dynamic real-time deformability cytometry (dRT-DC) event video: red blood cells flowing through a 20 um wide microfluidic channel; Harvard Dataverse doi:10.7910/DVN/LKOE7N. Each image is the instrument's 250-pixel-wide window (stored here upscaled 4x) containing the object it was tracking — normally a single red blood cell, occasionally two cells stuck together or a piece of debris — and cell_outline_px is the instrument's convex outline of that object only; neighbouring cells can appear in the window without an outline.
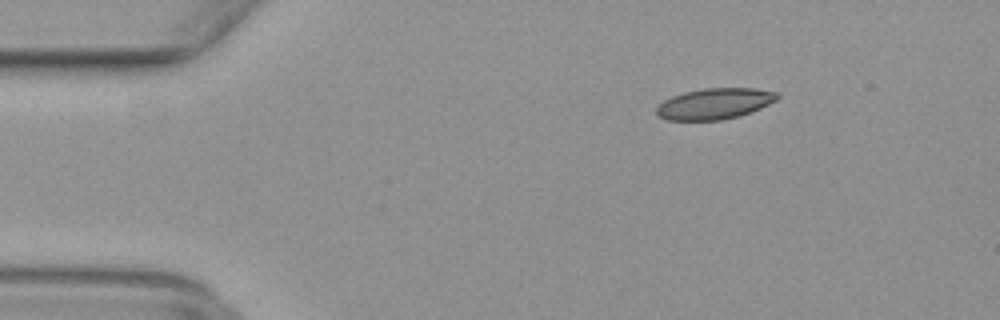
{"species": "common noctule bat (a hibernating species)", "species_latin": "Nyctalus noctula", "temperature_condition": "warm", "stored_images_in_passage": 43, "camera_frame_rate_fps": 3000, "um_per_image_px": 0.085, "animal": {"sex": "female", "body_mass_g": 29.2, "forearm_length_mm": 56.3}, "frame": {"image": 1, "passage_image": 1, "time_ms": 0.0, "image_size_px": [1000, 320], "cell_outline_px": [[780, 96], [776, 100], [760, 108], [740, 116], [724, 120], [668, 120], [660, 116], [656, 112], [656, 108], [664, 100], [672, 96], [684, 92], [704, 88], [756, 88], [776, 92]], "centroid_in_image_um": [60.75, 8.81], "position_along_channel_um": 24.2, "area_um2": 21.73}}
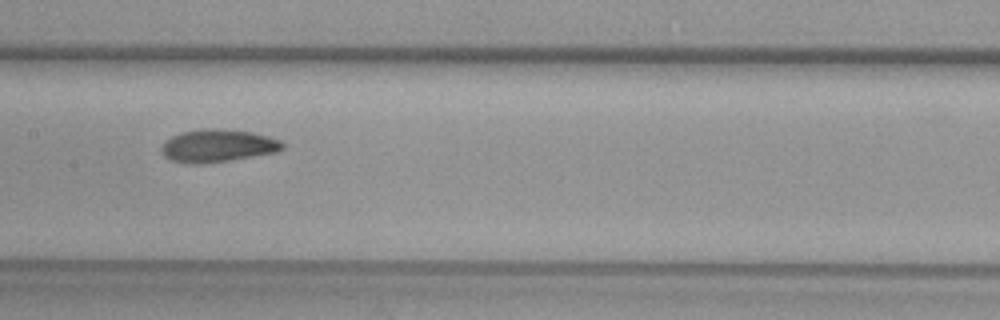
{"frame": {"image": 2, "passage_image": 18, "time_ms": 5.667, "image_size_px": [1000, 320], "cell_outline_px": [[284, 148], [276, 152], [228, 160], [200, 164], [188, 164], [172, 160], [164, 156], [160, 148], [172, 136], [180, 132], [200, 128], [216, 128], [252, 132], [268, 136], [280, 140], [284, 144]], "centroid_in_image_um": [18.5, 12.38], "position_along_channel_um": 188.9, "area_um2": 23.0}}
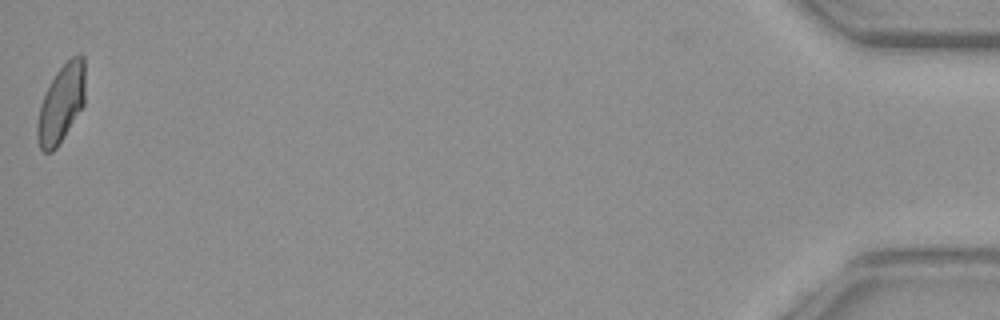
{"frame": {"image": 3, "passage_image": 43, "time_ms": 14.0, "image_size_px": [1000, 320], "cell_outline_px": [[84, 104], [64, 136], [56, 148], [52, 152], [44, 152], [40, 148], [36, 136], [36, 124], [40, 104], [56, 72], [72, 56], [80, 52], [84, 56]], "centroid_in_image_um": [5.19, 8.81], "position_along_channel_um": 430.0, "area_um2": 21.56}}